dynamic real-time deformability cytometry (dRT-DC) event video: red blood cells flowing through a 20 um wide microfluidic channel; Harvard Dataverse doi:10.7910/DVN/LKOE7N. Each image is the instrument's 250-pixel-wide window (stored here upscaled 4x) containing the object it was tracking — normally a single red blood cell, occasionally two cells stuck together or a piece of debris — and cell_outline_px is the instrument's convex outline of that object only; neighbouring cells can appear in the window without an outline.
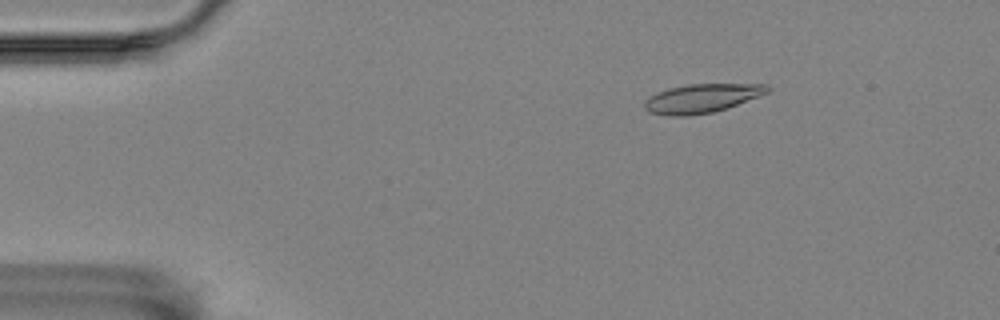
{"species": "Egyptian fruit bat (a non-hibernating species)", "species_latin": "Rousettus aegyptiacus", "temperature_condition": "room temperature", "stored_images_in_passage": 5, "camera_frame_rate_fps": 3000, "um_per_image_px": 0.085, "animal": {"sex": "female"}, "frame": {"image": 1, "passage_image": 3, "time_ms": 0.667, "image_size_px": [1000, 320], "cell_outline_px": [[772, 88], [768, 92], [760, 96], [728, 108], [712, 112], [688, 116], [668, 116], [648, 112], [644, 108], [644, 100], [648, 96], [668, 88], [688, 84], [768, 84]], "centroid_in_image_um": [59.64, 8.36], "position_along_channel_um": 25.4, "area_um2": 20.92}}